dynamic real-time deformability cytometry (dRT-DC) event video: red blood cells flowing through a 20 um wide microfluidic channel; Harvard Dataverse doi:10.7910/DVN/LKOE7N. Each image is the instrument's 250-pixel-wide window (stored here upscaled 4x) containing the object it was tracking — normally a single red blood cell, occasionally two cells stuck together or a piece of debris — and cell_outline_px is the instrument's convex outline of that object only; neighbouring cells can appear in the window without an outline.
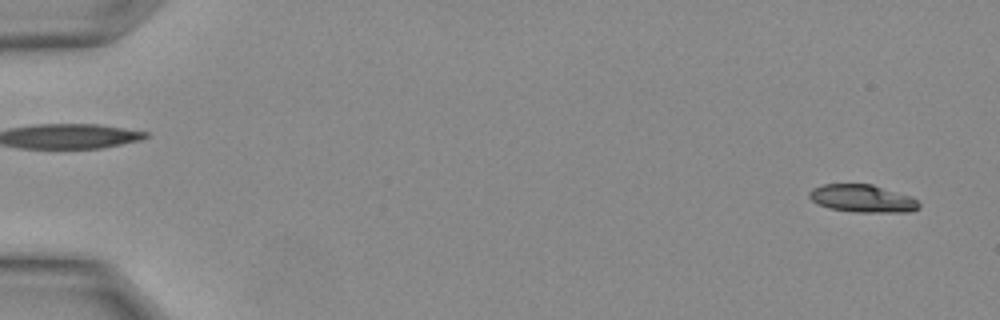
{"species": "Egyptian fruit bat (a non-hibernating species)", "species_latin": "Rousettus aegyptiacus", "temperature_condition": "warm", "stored_images_in_passage": 3, "camera_frame_rate_fps": 3000, "um_per_image_px": 0.085, "animal": {"sex": "female"}, "frame": {"image": 1, "passage_image": 1, "time_ms": 0.0, "image_size_px": [1000, 320], "cell_outline_px": [[920, 208], [912, 212], [856, 212], [828, 208], [816, 204], [808, 196], [808, 192], [812, 188], [824, 184], [872, 184], [912, 196], [920, 204]], "centroid_in_image_um": [73.31, 16.87], "position_along_channel_um": 11.7, "area_um2": 17.92}}